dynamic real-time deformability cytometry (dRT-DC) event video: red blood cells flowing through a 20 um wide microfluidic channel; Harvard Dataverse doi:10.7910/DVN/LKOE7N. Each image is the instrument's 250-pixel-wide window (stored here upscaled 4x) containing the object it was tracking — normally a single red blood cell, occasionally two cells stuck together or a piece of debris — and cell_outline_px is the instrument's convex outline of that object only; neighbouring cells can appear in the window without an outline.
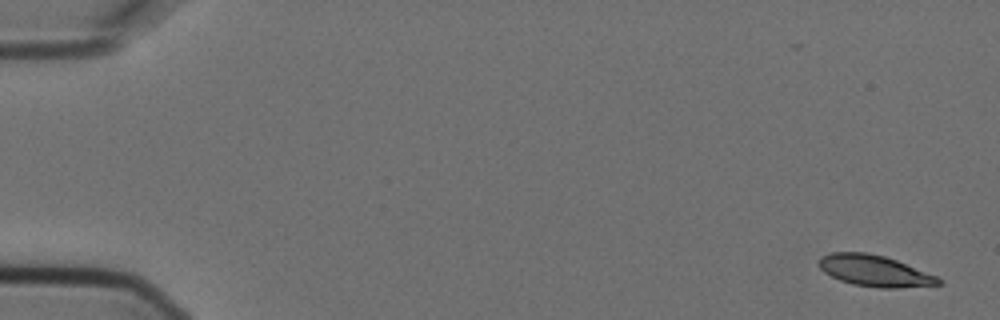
{"species": "Egyptian fruit bat (a non-hibernating species)", "species_latin": "Rousettus aegyptiacus", "temperature_condition": "cold", "stored_images_in_passage": 5, "camera_frame_rate_fps": 3000, "um_per_image_px": 0.085, "animal": {"sex": "female"}, "frame": {"image": 1, "passage_image": 1, "time_ms": 0.0, "image_size_px": [1000, 320], "cell_outline_px": [[944, 284], [900, 288], [880, 288], [852, 284], [840, 280], [824, 272], [820, 268], [820, 256], [832, 252], [868, 252], [884, 256], [896, 260], [936, 276]], "centroid_in_image_um": [74.34, 23.02], "position_along_channel_um": 10.7, "area_um2": 21.62}}
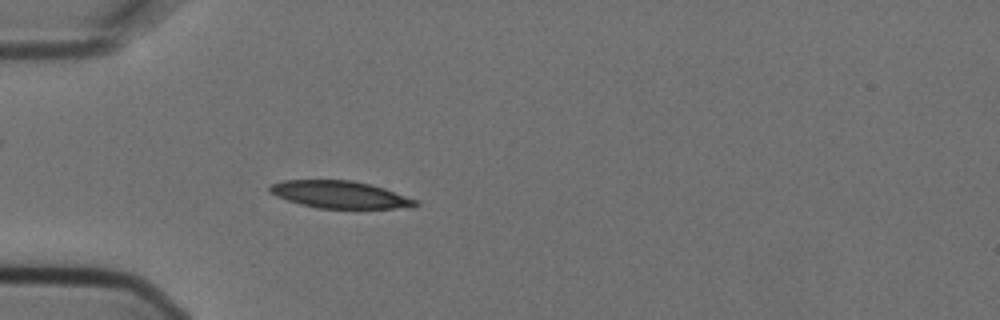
{"frame": {"image": 2, "passage_image": 5, "time_ms": 1.333, "image_size_px": [1000, 320], "cell_outline_px": [[420, 204], [412, 208], [316, 208], [300, 204], [276, 196], [268, 192], [268, 188], [272, 184], [284, 180], [352, 180], [372, 184], [384, 188], [416, 200]], "centroid_in_image_um": [28.89, 16.54], "position_along_channel_um": 56.1, "area_um2": 23.18}}